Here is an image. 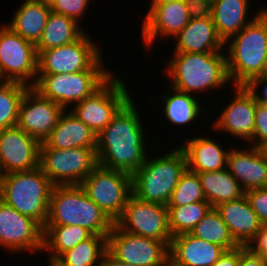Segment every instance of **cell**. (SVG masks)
<instances>
[{
    "instance_id": "obj_51",
    "label": "cell",
    "mask_w": 267,
    "mask_h": 266,
    "mask_svg": "<svg viewBox=\"0 0 267 266\" xmlns=\"http://www.w3.org/2000/svg\"><path fill=\"white\" fill-rule=\"evenodd\" d=\"M263 150H264V152H265L266 155H267V144L263 147Z\"/></svg>"
},
{
    "instance_id": "obj_26",
    "label": "cell",
    "mask_w": 267,
    "mask_h": 266,
    "mask_svg": "<svg viewBox=\"0 0 267 266\" xmlns=\"http://www.w3.org/2000/svg\"><path fill=\"white\" fill-rule=\"evenodd\" d=\"M47 0H25L7 25L27 41L37 44L51 13Z\"/></svg>"
},
{
    "instance_id": "obj_47",
    "label": "cell",
    "mask_w": 267,
    "mask_h": 266,
    "mask_svg": "<svg viewBox=\"0 0 267 266\" xmlns=\"http://www.w3.org/2000/svg\"><path fill=\"white\" fill-rule=\"evenodd\" d=\"M173 1H178V0H152L151 1V6H157V5H160V4L170 3V2H173Z\"/></svg>"
},
{
    "instance_id": "obj_15",
    "label": "cell",
    "mask_w": 267,
    "mask_h": 266,
    "mask_svg": "<svg viewBox=\"0 0 267 266\" xmlns=\"http://www.w3.org/2000/svg\"><path fill=\"white\" fill-rule=\"evenodd\" d=\"M0 245L7 251H41L43 227L0 199Z\"/></svg>"
},
{
    "instance_id": "obj_27",
    "label": "cell",
    "mask_w": 267,
    "mask_h": 266,
    "mask_svg": "<svg viewBox=\"0 0 267 266\" xmlns=\"http://www.w3.org/2000/svg\"><path fill=\"white\" fill-rule=\"evenodd\" d=\"M249 1L213 0L212 20L218 36L224 43L252 21L246 20Z\"/></svg>"
},
{
    "instance_id": "obj_50",
    "label": "cell",
    "mask_w": 267,
    "mask_h": 266,
    "mask_svg": "<svg viewBox=\"0 0 267 266\" xmlns=\"http://www.w3.org/2000/svg\"><path fill=\"white\" fill-rule=\"evenodd\" d=\"M3 175H4L3 167H2V164H1V161H0V180H1Z\"/></svg>"
},
{
    "instance_id": "obj_18",
    "label": "cell",
    "mask_w": 267,
    "mask_h": 266,
    "mask_svg": "<svg viewBox=\"0 0 267 266\" xmlns=\"http://www.w3.org/2000/svg\"><path fill=\"white\" fill-rule=\"evenodd\" d=\"M149 9L142 24V40L146 47H151L158 35L174 38L190 21L184 0L151 6Z\"/></svg>"
},
{
    "instance_id": "obj_44",
    "label": "cell",
    "mask_w": 267,
    "mask_h": 266,
    "mask_svg": "<svg viewBox=\"0 0 267 266\" xmlns=\"http://www.w3.org/2000/svg\"><path fill=\"white\" fill-rule=\"evenodd\" d=\"M240 262V246L226 250L213 266H238Z\"/></svg>"
},
{
    "instance_id": "obj_17",
    "label": "cell",
    "mask_w": 267,
    "mask_h": 266,
    "mask_svg": "<svg viewBox=\"0 0 267 266\" xmlns=\"http://www.w3.org/2000/svg\"><path fill=\"white\" fill-rule=\"evenodd\" d=\"M40 145L18 126L0 129V161L4 174L39 167Z\"/></svg>"
},
{
    "instance_id": "obj_37",
    "label": "cell",
    "mask_w": 267,
    "mask_h": 266,
    "mask_svg": "<svg viewBox=\"0 0 267 266\" xmlns=\"http://www.w3.org/2000/svg\"><path fill=\"white\" fill-rule=\"evenodd\" d=\"M47 2L53 12L63 14L78 22L82 14H85L90 0H47Z\"/></svg>"
},
{
    "instance_id": "obj_45",
    "label": "cell",
    "mask_w": 267,
    "mask_h": 266,
    "mask_svg": "<svg viewBox=\"0 0 267 266\" xmlns=\"http://www.w3.org/2000/svg\"><path fill=\"white\" fill-rule=\"evenodd\" d=\"M101 266H133L113 258L107 251L104 254Z\"/></svg>"
},
{
    "instance_id": "obj_12",
    "label": "cell",
    "mask_w": 267,
    "mask_h": 266,
    "mask_svg": "<svg viewBox=\"0 0 267 266\" xmlns=\"http://www.w3.org/2000/svg\"><path fill=\"white\" fill-rule=\"evenodd\" d=\"M0 69L4 78L10 82L33 87L37 80L36 45L22 38L7 25L0 28Z\"/></svg>"
},
{
    "instance_id": "obj_25",
    "label": "cell",
    "mask_w": 267,
    "mask_h": 266,
    "mask_svg": "<svg viewBox=\"0 0 267 266\" xmlns=\"http://www.w3.org/2000/svg\"><path fill=\"white\" fill-rule=\"evenodd\" d=\"M187 160V169L192 172L220 171L227 167L229 150L209 138H192L181 144Z\"/></svg>"
},
{
    "instance_id": "obj_28",
    "label": "cell",
    "mask_w": 267,
    "mask_h": 266,
    "mask_svg": "<svg viewBox=\"0 0 267 266\" xmlns=\"http://www.w3.org/2000/svg\"><path fill=\"white\" fill-rule=\"evenodd\" d=\"M197 174L201 181L204 197L212 208L245 195V191L227 168L220 171L199 172Z\"/></svg>"
},
{
    "instance_id": "obj_16",
    "label": "cell",
    "mask_w": 267,
    "mask_h": 266,
    "mask_svg": "<svg viewBox=\"0 0 267 266\" xmlns=\"http://www.w3.org/2000/svg\"><path fill=\"white\" fill-rule=\"evenodd\" d=\"M63 111L59 104L30 87L21 100L17 126L42 143L50 136Z\"/></svg>"
},
{
    "instance_id": "obj_6",
    "label": "cell",
    "mask_w": 267,
    "mask_h": 266,
    "mask_svg": "<svg viewBox=\"0 0 267 266\" xmlns=\"http://www.w3.org/2000/svg\"><path fill=\"white\" fill-rule=\"evenodd\" d=\"M186 169V155L180 147L161 157L146 158L132 175V193L139 200L167 205Z\"/></svg>"
},
{
    "instance_id": "obj_35",
    "label": "cell",
    "mask_w": 267,
    "mask_h": 266,
    "mask_svg": "<svg viewBox=\"0 0 267 266\" xmlns=\"http://www.w3.org/2000/svg\"><path fill=\"white\" fill-rule=\"evenodd\" d=\"M29 88L25 84L10 81L0 86V129L17 126L19 106Z\"/></svg>"
},
{
    "instance_id": "obj_2",
    "label": "cell",
    "mask_w": 267,
    "mask_h": 266,
    "mask_svg": "<svg viewBox=\"0 0 267 266\" xmlns=\"http://www.w3.org/2000/svg\"><path fill=\"white\" fill-rule=\"evenodd\" d=\"M80 226L93 235L108 236L114 222L78 185L53 186L44 226Z\"/></svg>"
},
{
    "instance_id": "obj_9",
    "label": "cell",
    "mask_w": 267,
    "mask_h": 266,
    "mask_svg": "<svg viewBox=\"0 0 267 266\" xmlns=\"http://www.w3.org/2000/svg\"><path fill=\"white\" fill-rule=\"evenodd\" d=\"M86 195L115 223L132 193V175L97 165L80 183Z\"/></svg>"
},
{
    "instance_id": "obj_33",
    "label": "cell",
    "mask_w": 267,
    "mask_h": 266,
    "mask_svg": "<svg viewBox=\"0 0 267 266\" xmlns=\"http://www.w3.org/2000/svg\"><path fill=\"white\" fill-rule=\"evenodd\" d=\"M173 93L165 94L163 98L164 110L166 118L175 125H183L193 122L196 117H199L200 109L198 100L194 95L178 91L171 88ZM173 94V95H172Z\"/></svg>"
},
{
    "instance_id": "obj_31",
    "label": "cell",
    "mask_w": 267,
    "mask_h": 266,
    "mask_svg": "<svg viewBox=\"0 0 267 266\" xmlns=\"http://www.w3.org/2000/svg\"><path fill=\"white\" fill-rule=\"evenodd\" d=\"M106 251L107 236L92 235L62 253L52 264L54 266H101Z\"/></svg>"
},
{
    "instance_id": "obj_41",
    "label": "cell",
    "mask_w": 267,
    "mask_h": 266,
    "mask_svg": "<svg viewBox=\"0 0 267 266\" xmlns=\"http://www.w3.org/2000/svg\"><path fill=\"white\" fill-rule=\"evenodd\" d=\"M247 247L255 254L267 260V225H262Z\"/></svg>"
},
{
    "instance_id": "obj_29",
    "label": "cell",
    "mask_w": 267,
    "mask_h": 266,
    "mask_svg": "<svg viewBox=\"0 0 267 266\" xmlns=\"http://www.w3.org/2000/svg\"><path fill=\"white\" fill-rule=\"evenodd\" d=\"M84 33L77 21L51 11L42 36L36 44L37 54L39 55L43 50L49 48L70 44L78 40Z\"/></svg>"
},
{
    "instance_id": "obj_7",
    "label": "cell",
    "mask_w": 267,
    "mask_h": 266,
    "mask_svg": "<svg viewBox=\"0 0 267 266\" xmlns=\"http://www.w3.org/2000/svg\"><path fill=\"white\" fill-rule=\"evenodd\" d=\"M111 71L84 70L67 74H37L32 87L42 97L59 104L64 110L79 103L99 89L110 77Z\"/></svg>"
},
{
    "instance_id": "obj_5",
    "label": "cell",
    "mask_w": 267,
    "mask_h": 266,
    "mask_svg": "<svg viewBox=\"0 0 267 266\" xmlns=\"http://www.w3.org/2000/svg\"><path fill=\"white\" fill-rule=\"evenodd\" d=\"M53 186L40 167L8 173L0 180V199L44 227Z\"/></svg>"
},
{
    "instance_id": "obj_8",
    "label": "cell",
    "mask_w": 267,
    "mask_h": 266,
    "mask_svg": "<svg viewBox=\"0 0 267 266\" xmlns=\"http://www.w3.org/2000/svg\"><path fill=\"white\" fill-rule=\"evenodd\" d=\"M97 148L75 147L67 150L40 145L39 167L56 185H78L98 165Z\"/></svg>"
},
{
    "instance_id": "obj_32",
    "label": "cell",
    "mask_w": 267,
    "mask_h": 266,
    "mask_svg": "<svg viewBox=\"0 0 267 266\" xmlns=\"http://www.w3.org/2000/svg\"><path fill=\"white\" fill-rule=\"evenodd\" d=\"M190 233L203 241L220 245L225 250L240 246L231 236L228 226L216 208H211Z\"/></svg>"
},
{
    "instance_id": "obj_3",
    "label": "cell",
    "mask_w": 267,
    "mask_h": 266,
    "mask_svg": "<svg viewBox=\"0 0 267 266\" xmlns=\"http://www.w3.org/2000/svg\"><path fill=\"white\" fill-rule=\"evenodd\" d=\"M226 44L229 46L226 55L228 74L235 86L267 74V16L256 13L252 21Z\"/></svg>"
},
{
    "instance_id": "obj_38",
    "label": "cell",
    "mask_w": 267,
    "mask_h": 266,
    "mask_svg": "<svg viewBox=\"0 0 267 266\" xmlns=\"http://www.w3.org/2000/svg\"><path fill=\"white\" fill-rule=\"evenodd\" d=\"M249 142L257 148L267 144V105L256 103L253 138Z\"/></svg>"
},
{
    "instance_id": "obj_49",
    "label": "cell",
    "mask_w": 267,
    "mask_h": 266,
    "mask_svg": "<svg viewBox=\"0 0 267 266\" xmlns=\"http://www.w3.org/2000/svg\"><path fill=\"white\" fill-rule=\"evenodd\" d=\"M258 13L260 14V15H263V16H267V9H261L260 11H258Z\"/></svg>"
},
{
    "instance_id": "obj_40",
    "label": "cell",
    "mask_w": 267,
    "mask_h": 266,
    "mask_svg": "<svg viewBox=\"0 0 267 266\" xmlns=\"http://www.w3.org/2000/svg\"><path fill=\"white\" fill-rule=\"evenodd\" d=\"M190 19L212 17L213 0H184Z\"/></svg>"
},
{
    "instance_id": "obj_21",
    "label": "cell",
    "mask_w": 267,
    "mask_h": 266,
    "mask_svg": "<svg viewBox=\"0 0 267 266\" xmlns=\"http://www.w3.org/2000/svg\"><path fill=\"white\" fill-rule=\"evenodd\" d=\"M226 250L184 233L174 236L169 246V257L182 266H213Z\"/></svg>"
},
{
    "instance_id": "obj_4",
    "label": "cell",
    "mask_w": 267,
    "mask_h": 266,
    "mask_svg": "<svg viewBox=\"0 0 267 266\" xmlns=\"http://www.w3.org/2000/svg\"><path fill=\"white\" fill-rule=\"evenodd\" d=\"M172 57L166 72L178 91L192 95L230 81L224 52L174 53Z\"/></svg>"
},
{
    "instance_id": "obj_36",
    "label": "cell",
    "mask_w": 267,
    "mask_h": 266,
    "mask_svg": "<svg viewBox=\"0 0 267 266\" xmlns=\"http://www.w3.org/2000/svg\"><path fill=\"white\" fill-rule=\"evenodd\" d=\"M194 202H207L197 173L186 169L172 192L167 207H179Z\"/></svg>"
},
{
    "instance_id": "obj_30",
    "label": "cell",
    "mask_w": 267,
    "mask_h": 266,
    "mask_svg": "<svg viewBox=\"0 0 267 266\" xmlns=\"http://www.w3.org/2000/svg\"><path fill=\"white\" fill-rule=\"evenodd\" d=\"M92 235L89 230L80 226H44L42 251L48 250L51 254L49 262L52 264L62 253L74 248Z\"/></svg>"
},
{
    "instance_id": "obj_20",
    "label": "cell",
    "mask_w": 267,
    "mask_h": 266,
    "mask_svg": "<svg viewBox=\"0 0 267 266\" xmlns=\"http://www.w3.org/2000/svg\"><path fill=\"white\" fill-rule=\"evenodd\" d=\"M226 168L245 192L267 188V155L263 148L229 150Z\"/></svg>"
},
{
    "instance_id": "obj_11",
    "label": "cell",
    "mask_w": 267,
    "mask_h": 266,
    "mask_svg": "<svg viewBox=\"0 0 267 266\" xmlns=\"http://www.w3.org/2000/svg\"><path fill=\"white\" fill-rule=\"evenodd\" d=\"M113 76L93 94L74 104L71 110L72 114L96 135L111 122L112 117L131 98L123 80Z\"/></svg>"
},
{
    "instance_id": "obj_22",
    "label": "cell",
    "mask_w": 267,
    "mask_h": 266,
    "mask_svg": "<svg viewBox=\"0 0 267 266\" xmlns=\"http://www.w3.org/2000/svg\"><path fill=\"white\" fill-rule=\"evenodd\" d=\"M215 208L239 245L247 246L263 225L245 195L239 199L221 203Z\"/></svg>"
},
{
    "instance_id": "obj_1",
    "label": "cell",
    "mask_w": 267,
    "mask_h": 266,
    "mask_svg": "<svg viewBox=\"0 0 267 266\" xmlns=\"http://www.w3.org/2000/svg\"><path fill=\"white\" fill-rule=\"evenodd\" d=\"M132 97L97 135V162L105 168L133 175L148 158L144 130Z\"/></svg>"
},
{
    "instance_id": "obj_14",
    "label": "cell",
    "mask_w": 267,
    "mask_h": 266,
    "mask_svg": "<svg viewBox=\"0 0 267 266\" xmlns=\"http://www.w3.org/2000/svg\"><path fill=\"white\" fill-rule=\"evenodd\" d=\"M107 252L133 266H161L169 257V247L164 242L128 233L116 223L107 236Z\"/></svg>"
},
{
    "instance_id": "obj_13",
    "label": "cell",
    "mask_w": 267,
    "mask_h": 266,
    "mask_svg": "<svg viewBox=\"0 0 267 266\" xmlns=\"http://www.w3.org/2000/svg\"><path fill=\"white\" fill-rule=\"evenodd\" d=\"M115 223L128 233L162 241L168 247L173 238L167 205L145 202L133 194L129 197L122 216Z\"/></svg>"
},
{
    "instance_id": "obj_48",
    "label": "cell",
    "mask_w": 267,
    "mask_h": 266,
    "mask_svg": "<svg viewBox=\"0 0 267 266\" xmlns=\"http://www.w3.org/2000/svg\"><path fill=\"white\" fill-rule=\"evenodd\" d=\"M7 82V80L4 78L1 69H0V86H2L3 84H5Z\"/></svg>"
},
{
    "instance_id": "obj_46",
    "label": "cell",
    "mask_w": 267,
    "mask_h": 266,
    "mask_svg": "<svg viewBox=\"0 0 267 266\" xmlns=\"http://www.w3.org/2000/svg\"><path fill=\"white\" fill-rule=\"evenodd\" d=\"M161 266H182L177 264L172 258L168 257Z\"/></svg>"
},
{
    "instance_id": "obj_19",
    "label": "cell",
    "mask_w": 267,
    "mask_h": 266,
    "mask_svg": "<svg viewBox=\"0 0 267 266\" xmlns=\"http://www.w3.org/2000/svg\"><path fill=\"white\" fill-rule=\"evenodd\" d=\"M234 100L220 113L213 126L238 138H253L256 102L244 85H236Z\"/></svg>"
},
{
    "instance_id": "obj_42",
    "label": "cell",
    "mask_w": 267,
    "mask_h": 266,
    "mask_svg": "<svg viewBox=\"0 0 267 266\" xmlns=\"http://www.w3.org/2000/svg\"><path fill=\"white\" fill-rule=\"evenodd\" d=\"M267 82V74L252 77L244 86L253 96L256 103L267 105V84L263 88L262 95L257 93V88L259 84Z\"/></svg>"
},
{
    "instance_id": "obj_10",
    "label": "cell",
    "mask_w": 267,
    "mask_h": 266,
    "mask_svg": "<svg viewBox=\"0 0 267 266\" xmlns=\"http://www.w3.org/2000/svg\"><path fill=\"white\" fill-rule=\"evenodd\" d=\"M83 34L78 40L43 50L38 55L39 74H67L84 70H106L98 45Z\"/></svg>"
},
{
    "instance_id": "obj_43",
    "label": "cell",
    "mask_w": 267,
    "mask_h": 266,
    "mask_svg": "<svg viewBox=\"0 0 267 266\" xmlns=\"http://www.w3.org/2000/svg\"><path fill=\"white\" fill-rule=\"evenodd\" d=\"M238 266H267V260L253 253L247 246L240 245V262Z\"/></svg>"
},
{
    "instance_id": "obj_39",
    "label": "cell",
    "mask_w": 267,
    "mask_h": 266,
    "mask_svg": "<svg viewBox=\"0 0 267 266\" xmlns=\"http://www.w3.org/2000/svg\"><path fill=\"white\" fill-rule=\"evenodd\" d=\"M245 196L261 223L267 225V188L248 190Z\"/></svg>"
},
{
    "instance_id": "obj_34",
    "label": "cell",
    "mask_w": 267,
    "mask_h": 266,
    "mask_svg": "<svg viewBox=\"0 0 267 266\" xmlns=\"http://www.w3.org/2000/svg\"><path fill=\"white\" fill-rule=\"evenodd\" d=\"M167 208L169 228L174 237L190 233L212 206L208 202H194L184 206Z\"/></svg>"
},
{
    "instance_id": "obj_23",
    "label": "cell",
    "mask_w": 267,
    "mask_h": 266,
    "mask_svg": "<svg viewBox=\"0 0 267 266\" xmlns=\"http://www.w3.org/2000/svg\"><path fill=\"white\" fill-rule=\"evenodd\" d=\"M175 38L177 44L174 53L222 52L225 46L217 34L212 17L190 19Z\"/></svg>"
},
{
    "instance_id": "obj_24",
    "label": "cell",
    "mask_w": 267,
    "mask_h": 266,
    "mask_svg": "<svg viewBox=\"0 0 267 266\" xmlns=\"http://www.w3.org/2000/svg\"><path fill=\"white\" fill-rule=\"evenodd\" d=\"M67 113V114H66ZM54 149L97 148V135L70 111L64 110L44 142Z\"/></svg>"
}]
</instances>
